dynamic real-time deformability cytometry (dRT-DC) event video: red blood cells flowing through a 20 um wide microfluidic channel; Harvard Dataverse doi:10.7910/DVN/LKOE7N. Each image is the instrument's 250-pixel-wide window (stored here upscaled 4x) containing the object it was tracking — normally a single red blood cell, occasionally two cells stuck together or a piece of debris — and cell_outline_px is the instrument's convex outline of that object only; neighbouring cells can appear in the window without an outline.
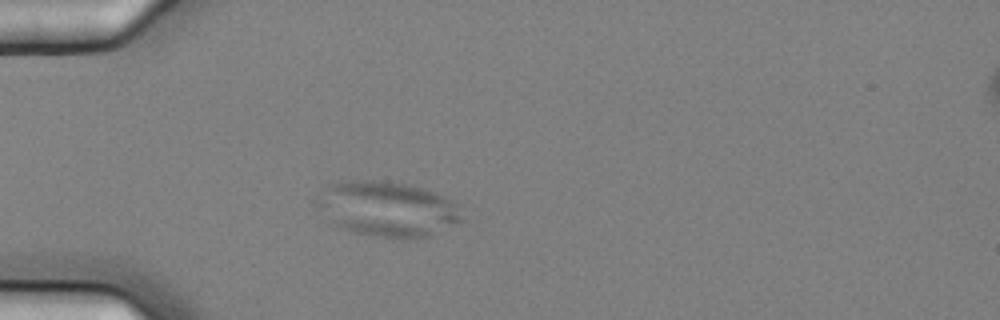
{"species": "common noctule bat (a hibernating species)", "species_latin": "Nyctalus noctula", "temperature_condition": "cold", "stored_images_in_passage": 4, "camera_frame_rate_fps": 3000, "um_per_image_px": 0.085, "animal": {"sex": "female", "body_mass_g": 25.1}, "frame": {"image": 1, "passage_image": 4, "time_ms": 1.0, "image_size_px": [1000, 320], "cell_outline_px": [[468, 220], [432, 236], [416, 240], [400, 240], [356, 232], [344, 228], [336, 224], [312, 200], [328, 184], [352, 180], [384, 180], [408, 184], [444, 196]], "centroid_in_image_um": [32.98, 17.78], "position_along_channel_um": 52.0, "area_um2": 46.93}}